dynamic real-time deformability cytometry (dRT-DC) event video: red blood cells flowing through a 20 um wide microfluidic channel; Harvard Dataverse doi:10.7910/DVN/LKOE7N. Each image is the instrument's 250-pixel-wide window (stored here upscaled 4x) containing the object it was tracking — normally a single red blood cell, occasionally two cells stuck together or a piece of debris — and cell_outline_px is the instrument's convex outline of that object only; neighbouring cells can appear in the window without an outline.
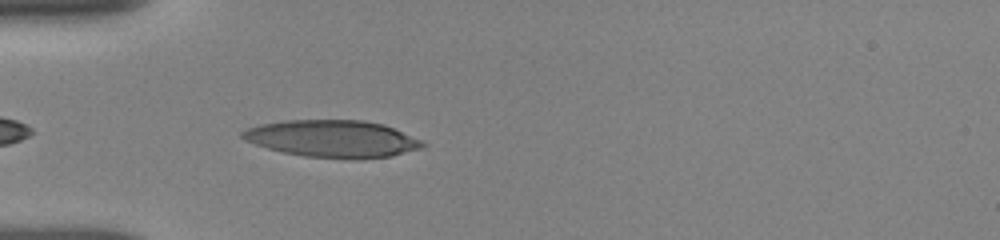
{"species": "human", "species_latin": "Homo sapiens", "temperature_condition": "room temperature", "stored_images_in_passage": 10, "camera_frame_rate_fps": 3000, "um_per_image_px": 0.085, "donor": {"sex": "female"}, "frame": {"image": 1, "passage_image": 2, "time_ms": 0.333, "image_size_px": [1000, 240], "cell_outline_px": [[428, 144], [420, 148], [392, 156], [360, 160], [352, 160], [304, 156], [284, 152], [268, 148], [244, 140], [240, 136], [240, 132], [248, 128], [260, 124], [284, 120], [364, 120], [384, 124], [420, 140]], "centroid_in_image_um": [28.26, 11.8], "position_along_channel_um": 56.7, "area_um2": 39.19}}
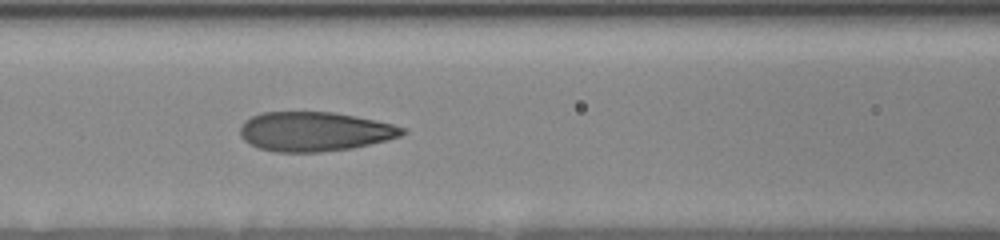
{"frame": {"image": 2, "passage_image": 7, "time_ms": 2.667, "image_size_px": [1000, 240], "cell_outline_px": [[408, 132], [400, 136], [388, 140], [352, 148], [320, 152], [276, 152], [256, 148], [244, 140], [240, 136], [240, 128], [244, 120], [252, 116], [264, 112], [332, 112], [356, 116], [376, 120], [408, 128]], "centroid_in_image_um": [26.75, 11.18], "position_along_channel_um": 139.8, "area_um2": 37.51}}
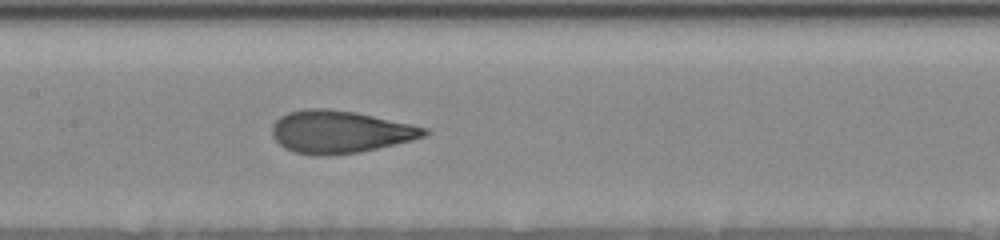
{"frame": {"image": 3, "passage_image": 10, "time_ms": 3.667, "image_size_px": [1000, 240], "cell_outline_px": [[432, 132], [428, 136], [412, 140], [360, 152], [328, 156], [316, 156], [296, 152], [284, 148], [272, 136], [272, 124], [280, 116], [288, 112], [304, 108], [328, 108], [356, 112], [412, 124], [428, 128]], "centroid_in_image_um": [28.91, 11.2], "position_along_channel_um": 178.5, "area_um2": 38.09}}